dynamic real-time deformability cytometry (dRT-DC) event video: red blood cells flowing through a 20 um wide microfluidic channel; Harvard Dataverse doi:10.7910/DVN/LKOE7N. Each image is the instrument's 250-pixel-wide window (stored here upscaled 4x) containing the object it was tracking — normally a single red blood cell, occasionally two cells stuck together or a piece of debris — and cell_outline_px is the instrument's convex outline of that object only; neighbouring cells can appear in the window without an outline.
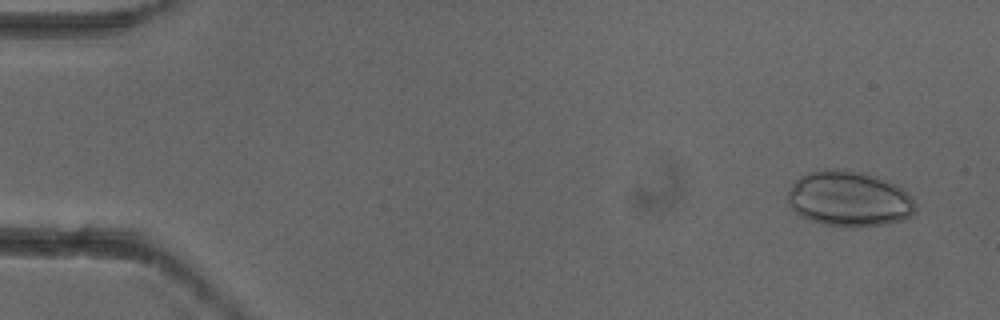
{"species": "common noctule bat (a hibernating species)", "species_latin": "Nyctalus noctula", "temperature_condition": "cold", "stored_images_in_passage": 6, "camera_frame_rate_fps": 3000, "um_per_image_px": 0.085, "animal": {"sex": "female"}, "frame": {"image": 1, "passage_image": 1, "time_ms": 0.0, "image_size_px": [1000, 320], "cell_outline_px": [[916, 212], [900, 220], [888, 224], [852, 228], [824, 224], [800, 216], [788, 204], [788, 192], [792, 184], [800, 176], [808, 172], [824, 168], [844, 168], [876, 176], [896, 184], [908, 192], [916, 204]], "centroid_in_image_um": [72.17, 16.89], "position_along_channel_um": 12.8, "area_um2": 41.73}}